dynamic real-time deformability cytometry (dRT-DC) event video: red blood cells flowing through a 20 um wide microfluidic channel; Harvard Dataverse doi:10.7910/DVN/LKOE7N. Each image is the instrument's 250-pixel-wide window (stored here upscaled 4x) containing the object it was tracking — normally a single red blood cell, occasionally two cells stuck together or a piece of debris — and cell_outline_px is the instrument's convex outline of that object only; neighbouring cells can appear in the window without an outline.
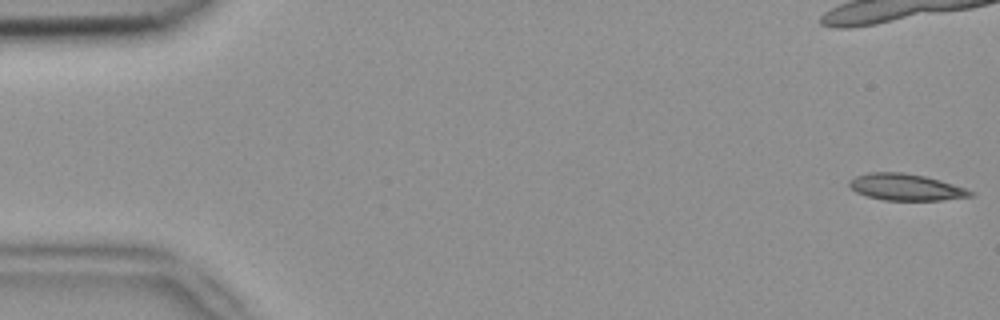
{"species": "common noctule bat (a hibernating species)", "species_latin": "Nyctalus noctula", "temperature_condition": "room temperature", "stored_images_in_passage": 6, "camera_frame_rate_fps": 3000, "um_per_image_px": 0.085, "animal": {"sex": "female", "body_mass_g": 18.4}, "frame": {"image": 1, "passage_image": 1, "time_ms": 0.0, "image_size_px": [1000, 320], "cell_outline_px": [[976, 192], [972, 196], [944, 200], [884, 200], [868, 196], [856, 192], [848, 184], [848, 180], [856, 176], [868, 172], [904, 172], [924, 176], [940, 180]], "centroid_in_image_um": [76.99, 15.9], "position_along_channel_um": 8.0, "area_um2": 18.73}}
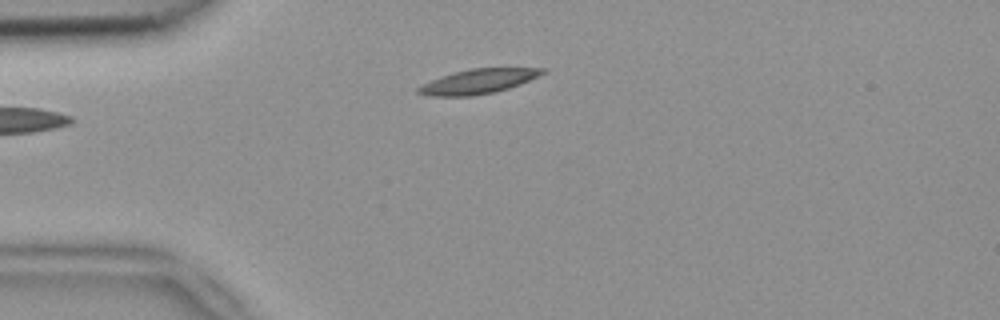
{"frame": {"image": 2, "passage_image": 6, "time_ms": 1.667, "image_size_px": [1000, 320], "cell_outline_px": [[548, 72], [520, 84], [496, 92], [472, 96], [428, 96], [416, 92], [416, 88], [432, 80], [468, 68], [548, 68]], "centroid_in_image_um": [40.7, 6.92], "position_along_channel_um": 44.3, "area_um2": 17.74}}